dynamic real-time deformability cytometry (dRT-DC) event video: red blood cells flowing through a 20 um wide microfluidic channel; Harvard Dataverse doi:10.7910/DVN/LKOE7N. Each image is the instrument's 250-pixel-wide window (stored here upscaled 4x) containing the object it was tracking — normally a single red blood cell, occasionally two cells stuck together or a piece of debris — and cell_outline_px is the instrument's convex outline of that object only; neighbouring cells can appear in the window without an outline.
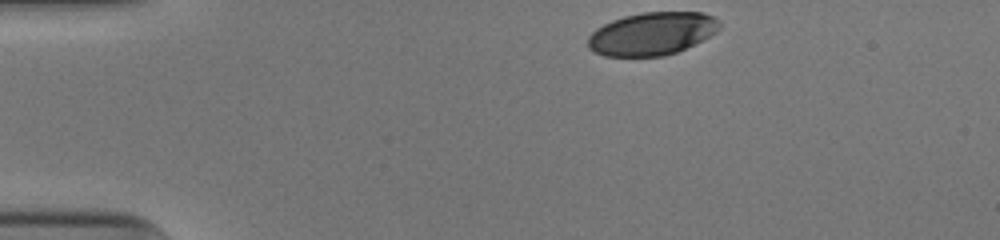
{"species": "human", "species_latin": "Homo sapiens", "temperature_condition": "cold", "stored_images_in_passage": 34, "camera_frame_rate_fps": 3000, "um_per_image_px": 0.085, "donor": {"sex": "male"}, "frame": {"image": 1, "passage_image": 1, "time_ms": 0.0, "image_size_px": [1000, 240], "cell_outline_px": [[720, 28], [716, 32], [676, 52], [664, 56], [604, 56], [588, 48], [588, 36], [596, 28], [612, 20], [624, 16], [644, 12], [700, 12], [712, 16], [720, 20]], "centroid_in_image_um": [55.39, 2.85], "position_along_channel_um": 29.6, "area_um2": 32.66}}
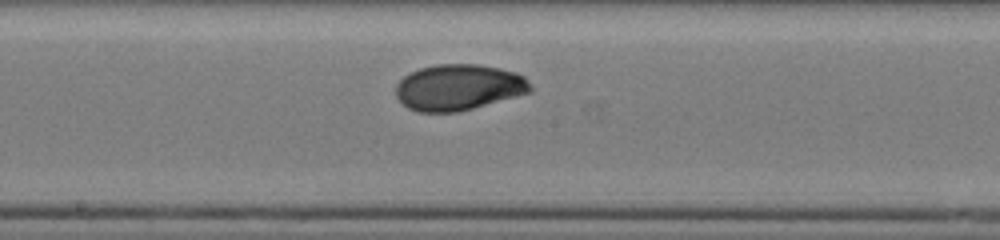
{"frame": {"image": 2, "passage_image": 20, "time_ms": 6.333, "image_size_px": [1000, 240], "cell_outline_px": [[532, 92], [472, 108], [456, 112], [416, 112], [408, 108], [396, 96], [396, 84], [404, 76], [420, 68], [440, 64], [476, 64], [500, 68], [516, 72], [524, 76], [528, 80], [532, 88]], "centroid_in_image_um": [38.99, 7.42], "position_along_channel_um": 209.2, "area_um2": 36.01}}
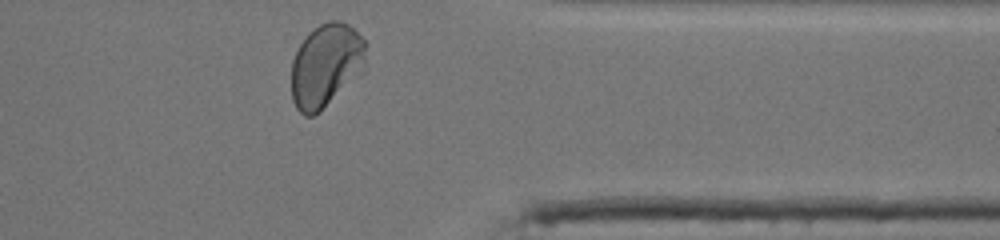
{"frame": {"image": 3, "passage_image": 34, "time_ms": 11.0, "image_size_px": [1000, 240], "cell_outline_px": [[368, 44], [364, 72], [360, 76], [320, 112], [312, 116], [304, 116], [296, 108], [292, 100], [292, 60], [300, 44], [308, 32], [320, 24], [328, 20], [340, 20], [348, 24]], "centroid_in_image_um": [27.74, 5.57], "position_along_channel_um": 383.7, "area_um2": 36.93}, "authors_computed_cell_mechanics": {"area_um2": 35.7493, "velocity_mm_per_s": 3.925, "shape_relaxation_time_tau1_ms": 4.019, "shape_relaxation_time_tau2_ms": 0.8524, "deformation_change_tau1": 0.1498, "deformation_change_tau2": 0.0315}}